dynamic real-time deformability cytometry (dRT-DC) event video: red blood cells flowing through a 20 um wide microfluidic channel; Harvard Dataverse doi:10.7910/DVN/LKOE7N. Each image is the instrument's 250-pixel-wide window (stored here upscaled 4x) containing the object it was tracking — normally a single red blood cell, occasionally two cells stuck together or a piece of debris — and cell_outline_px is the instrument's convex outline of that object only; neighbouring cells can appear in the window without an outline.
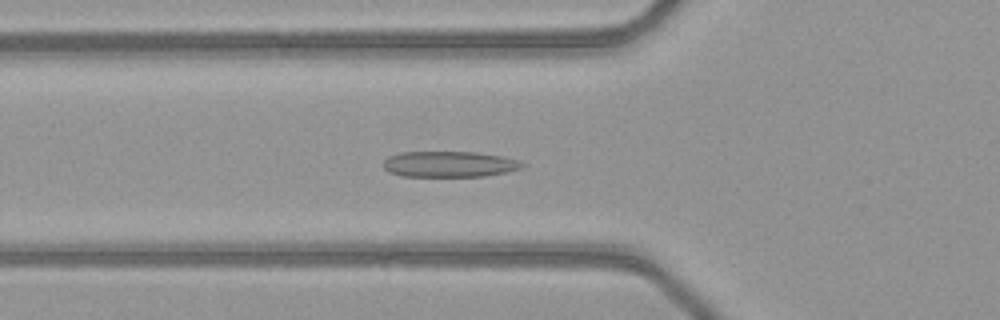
{"species": "common noctule bat (a hibernating species)", "species_latin": "Nyctalus noctula", "temperature_condition": "warm", "stored_images_in_passage": 40, "camera_frame_rate_fps": 3000, "um_per_image_px": 0.085, "animal": {"sex": "female", "body_mass_g": 21.9}, "frame": {"image": 1, "passage_image": 8, "time_ms": 2.333, "image_size_px": [1000, 320], "cell_outline_px": [[528, 164], [524, 168], [484, 176], [400, 176], [388, 172], [380, 164], [388, 156], [400, 152], [476, 152], [500, 156], [520, 160]], "centroid_in_image_um": [38.18, 13.95], "position_along_channel_um": 87.6, "area_um2": 21.15}}
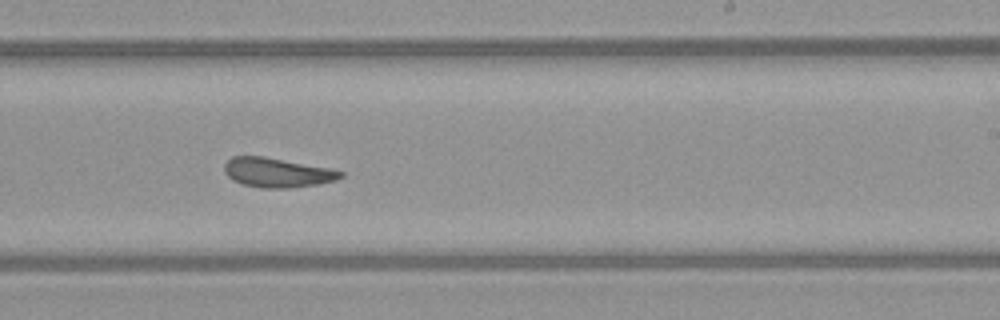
{"frame": {"image": 2, "passage_image": 21, "time_ms": 6.667, "image_size_px": [1000, 320], "cell_outline_px": [[344, 176], [336, 180], [316, 184], [288, 188], [260, 188], [244, 184], [232, 180], [224, 172], [224, 164], [232, 156], [264, 156], [328, 168], [344, 172]], "centroid_in_image_um": [23.53, 14.67], "position_along_channel_um": 265.5, "area_um2": 19.83}}
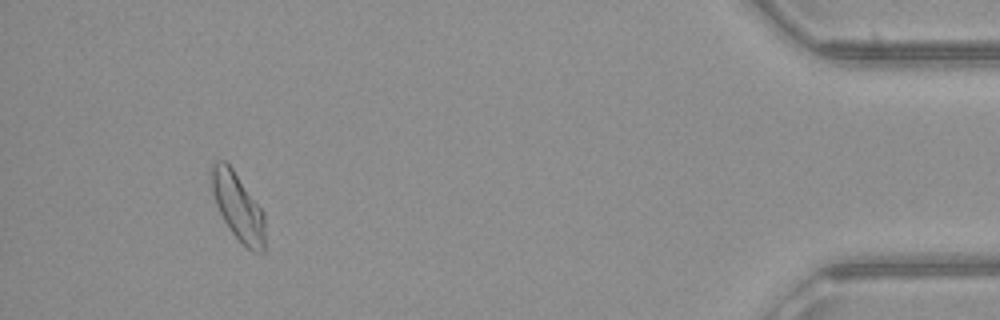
{"frame": {"image": 3, "passage_image": 37, "time_ms": 12.0, "image_size_px": [1000, 320], "cell_outline_px": [[264, 252], [252, 252], [232, 232], [224, 220], [216, 204], [212, 192], [208, 172], [212, 164], [216, 160], [224, 160], [232, 168], [264, 212]], "centroid_in_image_um": [20.19, 17.52], "position_along_channel_um": 415.0, "area_um2": 20.92}, "authors_computed_cell_mechanics": {"area_um2": 20.8658, "velocity_mm_per_s": 4.0854, "shape_relaxation_time_tau1_ms": 8.2051, "shape_relaxation_time_tau2_ms": 1.711, "deformation_change_tau1": 0.2, "deformation_change_tau2": 0.0978}}